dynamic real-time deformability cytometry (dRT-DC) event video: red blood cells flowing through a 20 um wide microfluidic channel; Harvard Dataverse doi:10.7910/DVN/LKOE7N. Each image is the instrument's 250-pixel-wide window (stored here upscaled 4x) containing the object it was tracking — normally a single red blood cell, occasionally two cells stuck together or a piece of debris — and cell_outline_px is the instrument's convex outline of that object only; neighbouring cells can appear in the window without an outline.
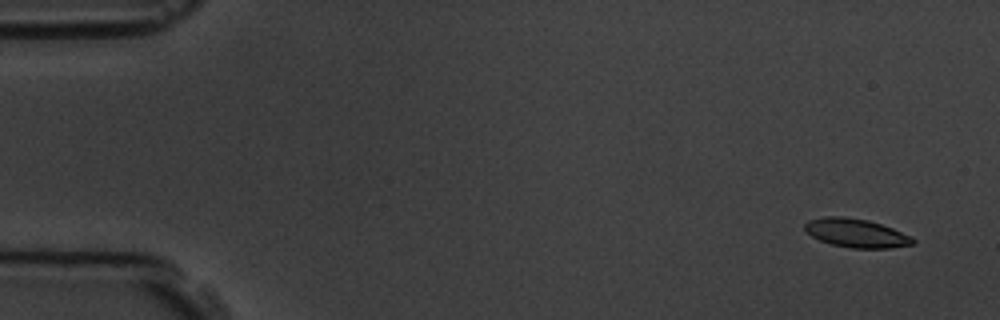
{"species": "common noctule bat (a hibernating species)", "species_latin": "Nyctalus noctula", "temperature_condition": "room temperature", "stored_images_in_passage": 6, "camera_frame_rate_fps": 3000, "um_per_image_px": 0.085, "animal": {"sex": "male", "body_mass_g": 19.5, "forearm_length_mm": 54.6}, "frame": {"image": 1, "passage_image": 1, "time_ms": 0.0, "image_size_px": [1000, 320], "cell_outline_px": [[916, 240], [912, 244], [888, 248], [852, 248], [832, 244], [820, 240], [804, 232], [804, 224], [808, 220], [824, 216], [844, 216], [868, 220], [892, 228], [912, 236]], "centroid_in_image_um": [72.74, 19.8], "position_along_channel_um": 12.3, "area_um2": 18.09}}
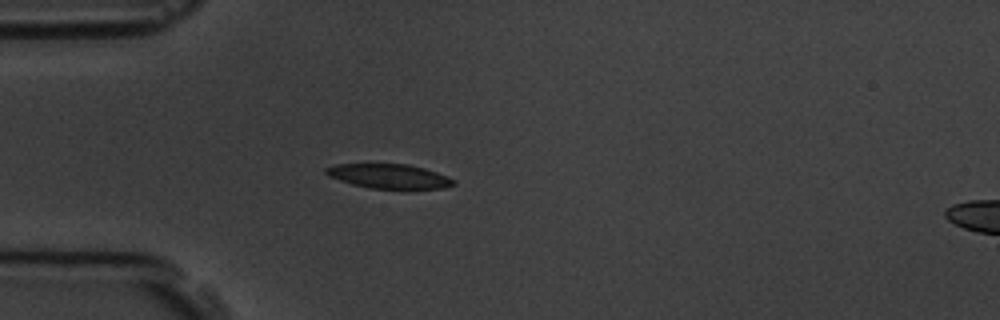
{"frame": {"image": 2, "passage_image": 4, "time_ms": 4.333, "image_size_px": [1000, 320], "cell_outline_px": [[456, 184], [444, 188], [372, 188], [352, 184], [328, 176], [324, 172], [324, 168], [336, 164], [408, 164], [424, 168], [448, 176]], "centroid_in_image_um": [33.04, 14.96], "position_along_channel_um": 52.0, "area_um2": 17.92}}
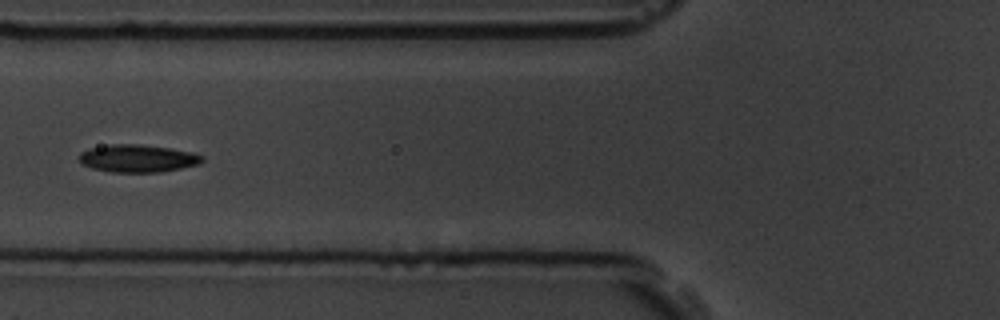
{"frame": {"image": 3, "passage_image": 6, "time_ms": 6.333, "image_size_px": [1000, 320], "cell_outline_px": [[204, 160], [200, 164], [160, 172], [112, 172], [92, 168], [80, 164], [80, 152], [88, 148], [108, 144], [140, 144], [168, 148], [192, 152], [204, 156]], "centroid_in_image_um": [11.69, 13.46], "position_along_channel_um": 114.1, "area_um2": 19.88}}